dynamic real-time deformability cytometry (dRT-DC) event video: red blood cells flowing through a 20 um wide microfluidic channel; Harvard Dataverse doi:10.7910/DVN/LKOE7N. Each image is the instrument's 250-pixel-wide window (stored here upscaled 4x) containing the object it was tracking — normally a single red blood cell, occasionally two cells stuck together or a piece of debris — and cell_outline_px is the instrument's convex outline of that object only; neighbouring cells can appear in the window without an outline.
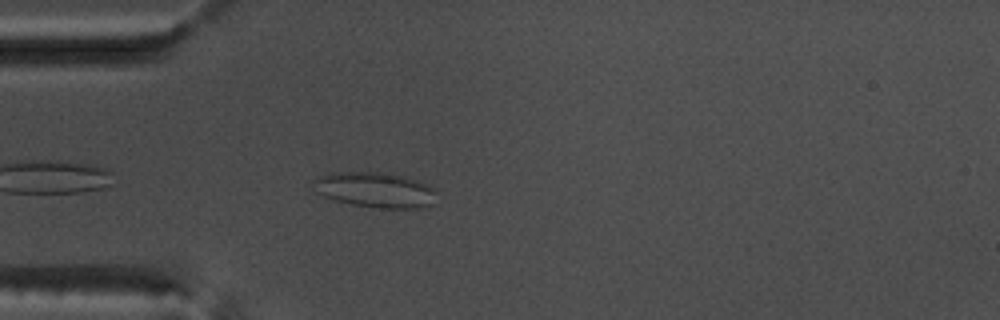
{"species": "common noctule bat (a hibernating species)", "species_latin": "Nyctalus noctula", "temperature_condition": "warm", "stored_images_in_passage": 7, "camera_frame_rate_fps": 3000, "um_per_image_px": 0.085, "animal": {"sex": "male", "body_mass_g": 17.5, "forearm_length_mm": 52.3}, "frame": {"image": 1, "passage_image": 3, "time_ms": 0.667, "image_size_px": [1000, 320], "cell_outline_px": [[436, 192], [432, 204], [420, 208], [380, 208], [352, 204], [336, 200], [324, 196], [316, 192], [312, 180], [320, 176], [332, 172], [380, 172], [404, 176], [428, 184]], "centroid_in_image_um": [31.88, 16.13], "position_along_channel_um": 53.1, "area_um2": 25.2}}